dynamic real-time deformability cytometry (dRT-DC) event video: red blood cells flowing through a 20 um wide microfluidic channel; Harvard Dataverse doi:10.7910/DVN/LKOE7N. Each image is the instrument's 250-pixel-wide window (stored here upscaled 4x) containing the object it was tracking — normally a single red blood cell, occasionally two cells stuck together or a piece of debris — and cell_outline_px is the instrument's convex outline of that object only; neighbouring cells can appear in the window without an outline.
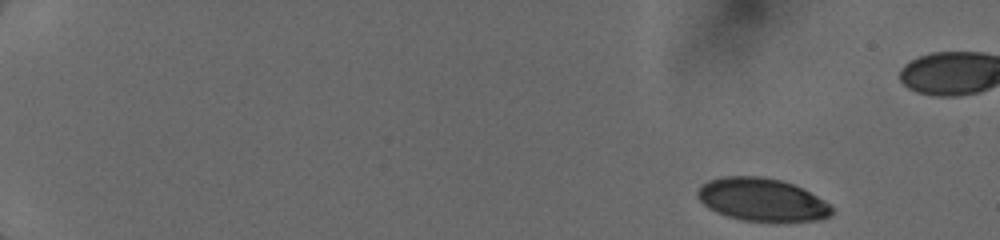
{"species": "human", "species_latin": "Homo sapiens", "temperature_condition": "cold", "stored_images_in_passage": 31, "camera_frame_rate_fps": 3000, "um_per_image_px": 0.085, "donor": {"sex": "female"}, "frame": {"image": 1, "passage_image": 1, "time_ms": 0.0, "image_size_px": [1000, 240], "cell_outline_px": [[832, 216], [820, 220], [744, 220], [728, 216], [716, 212], [708, 208], [696, 196], [696, 192], [708, 180], [720, 176], [760, 176], [780, 180], [792, 184], [832, 204]], "centroid_in_image_um": [64.75, 16.95], "position_along_channel_um": 20.2, "area_um2": 33.12}}
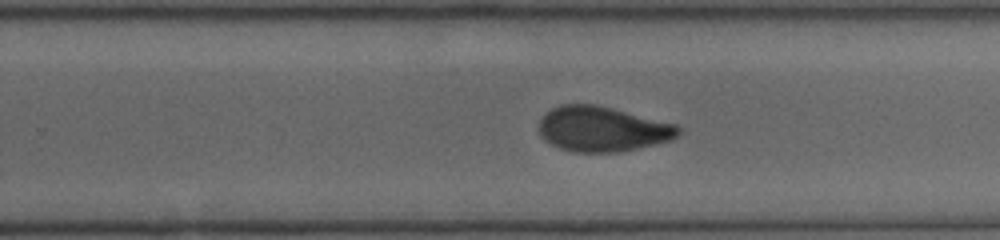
{"frame": {"image": 2, "passage_image": 20, "time_ms": 10.0, "image_size_px": [1000, 240], "cell_outline_px": [[680, 132], [672, 140], [620, 152], [572, 152], [560, 148], [544, 140], [540, 136], [540, 120], [552, 108], [560, 104], [596, 104], [676, 124], [680, 128]], "centroid_in_image_um": [51.2, 10.97], "position_along_channel_um": 278.6, "area_um2": 36.47}}
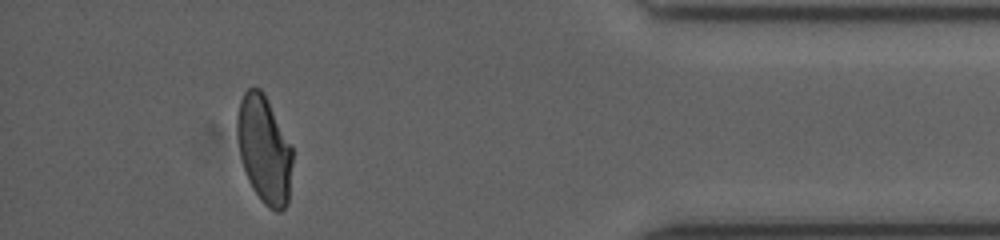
{"frame": {"image": 3, "passage_image": 30, "time_ms": 14.0, "image_size_px": [1000, 240], "cell_outline_px": [[292, 164], [288, 204], [280, 212], [276, 212], [268, 208], [260, 200], [252, 188], [248, 180], [240, 156], [236, 136], [236, 116], [240, 100], [244, 92], [248, 88], [260, 88], [264, 92], [292, 148]], "centroid_in_image_um": [22.44, 12.72], "position_along_channel_um": 412.8, "area_um2": 34.85}}